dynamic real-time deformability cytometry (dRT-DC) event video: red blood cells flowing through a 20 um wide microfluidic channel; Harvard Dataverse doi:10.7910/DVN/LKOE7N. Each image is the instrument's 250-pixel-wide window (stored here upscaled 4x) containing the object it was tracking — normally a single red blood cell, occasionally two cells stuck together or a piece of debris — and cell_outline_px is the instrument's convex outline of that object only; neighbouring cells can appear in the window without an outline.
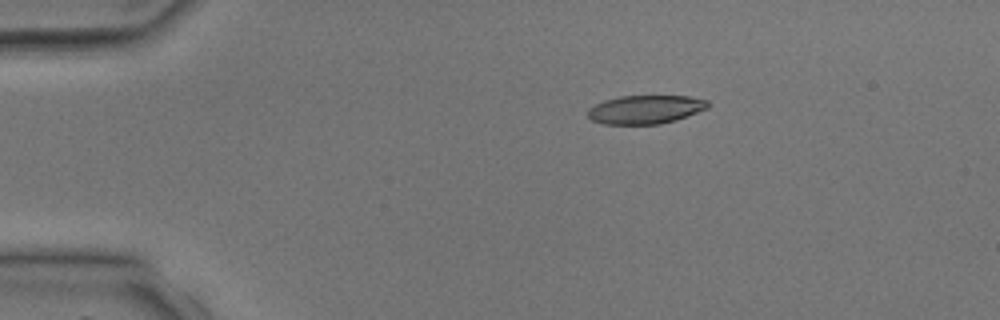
{"species": "common noctule bat (a hibernating species)", "species_latin": "Nyctalus noctula", "temperature_condition": "room temperature", "stored_images_in_passage": 4, "camera_frame_rate_fps": 3000, "um_per_image_px": 0.085, "animal": {"sex": "male", "body_mass_g": 17.9, "forearm_length_mm": 54.2}, "frame": {"image": 1, "passage_image": 3, "time_ms": 2.333, "image_size_px": [1000, 320], "cell_outline_px": [[708, 108], [676, 120], [660, 124], [604, 124], [592, 120], [588, 116], [588, 108], [604, 100], [620, 96], [688, 96], [708, 100]], "centroid_in_image_um": [54.86, 9.3], "position_along_channel_um": 30.1, "area_um2": 19.94}}